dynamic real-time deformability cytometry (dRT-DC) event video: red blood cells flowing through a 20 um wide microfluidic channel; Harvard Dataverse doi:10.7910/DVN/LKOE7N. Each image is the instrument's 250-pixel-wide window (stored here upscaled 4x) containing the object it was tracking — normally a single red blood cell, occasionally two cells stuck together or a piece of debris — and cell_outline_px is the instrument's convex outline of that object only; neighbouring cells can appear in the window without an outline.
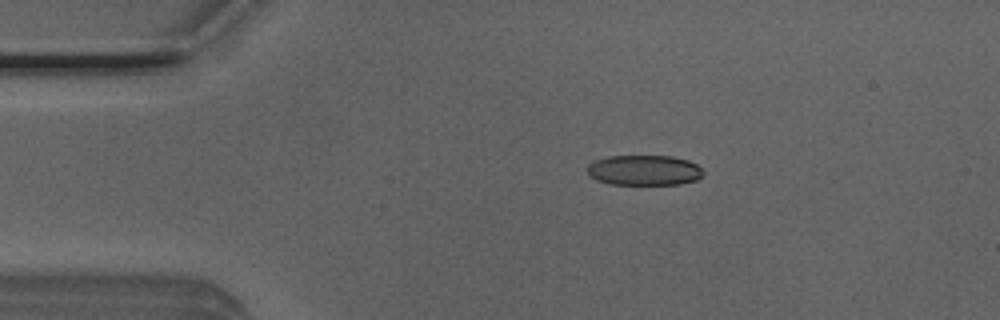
{"species": "Egyptian fruit bat (a non-hibernating species)", "species_latin": "Rousettus aegyptiacus", "temperature_condition": "room temperature", "stored_images_in_passage": 51, "camera_frame_rate_fps": 3000, "um_per_image_px": 0.085, "animal": {"sex": "male"}, "frame": {"image": 1, "passage_image": 9, "time_ms": 2.667, "image_size_px": [1000, 320], "cell_outline_px": [[704, 172], [696, 180], [680, 184], [612, 184], [596, 180], [588, 176], [588, 164], [592, 160], [608, 156], [672, 156], [688, 160], [696, 164]], "centroid_in_image_um": [54.71, 14.46], "position_along_channel_um": 30.3, "area_um2": 20.52}}
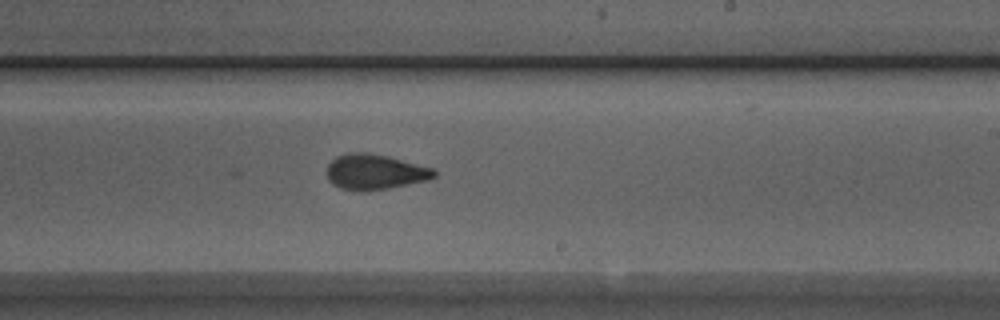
{"frame": {"image": 2, "passage_image": 30, "time_ms": 9.667, "image_size_px": [1000, 320], "cell_outline_px": [[436, 176], [428, 180], [388, 188], [364, 192], [360, 192], [340, 188], [332, 184], [328, 180], [328, 164], [336, 156], [348, 152], [368, 152], [388, 156], [432, 168], [436, 172]], "centroid_in_image_um": [31.84, 14.61], "position_along_channel_um": 257.2, "area_um2": 22.2}}
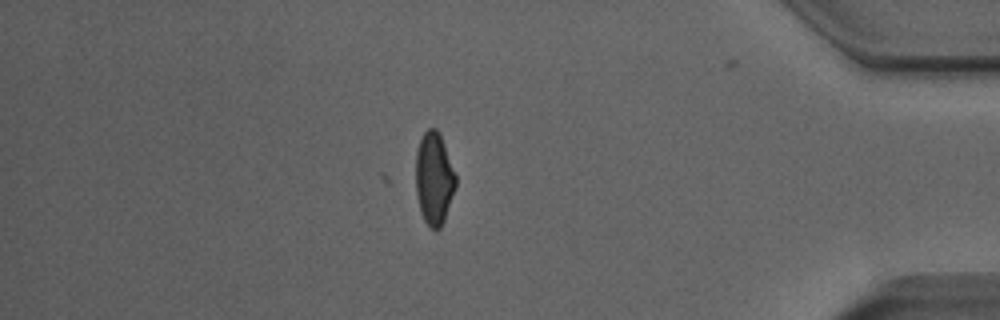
{"frame": {"image": 3, "passage_image": 44, "time_ms": 14.333, "image_size_px": [1000, 320], "cell_outline_px": [[456, 184], [444, 220], [440, 228], [432, 228], [424, 220], [420, 208], [416, 192], [416, 152], [420, 140], [424, 132], [428, 128], [436, 128], [440, 132], [456, 176]], "centroid_in_image_um": [36.89, 15.12], "position_along_channel_um": 398.3, "area_um2": 21.21}, "authors_computed_cell_mechanics": {"area_um2": 21.4438, "velocity_mm_per_s": 3.9062, "shape_relaxation_time_tau1_ms": 5.7822, "shape_relaxation_time_tau2_ms": 1.294, "deformation_change_tau1": 0.2002, "deformation_change_tau2": 0.0804}}